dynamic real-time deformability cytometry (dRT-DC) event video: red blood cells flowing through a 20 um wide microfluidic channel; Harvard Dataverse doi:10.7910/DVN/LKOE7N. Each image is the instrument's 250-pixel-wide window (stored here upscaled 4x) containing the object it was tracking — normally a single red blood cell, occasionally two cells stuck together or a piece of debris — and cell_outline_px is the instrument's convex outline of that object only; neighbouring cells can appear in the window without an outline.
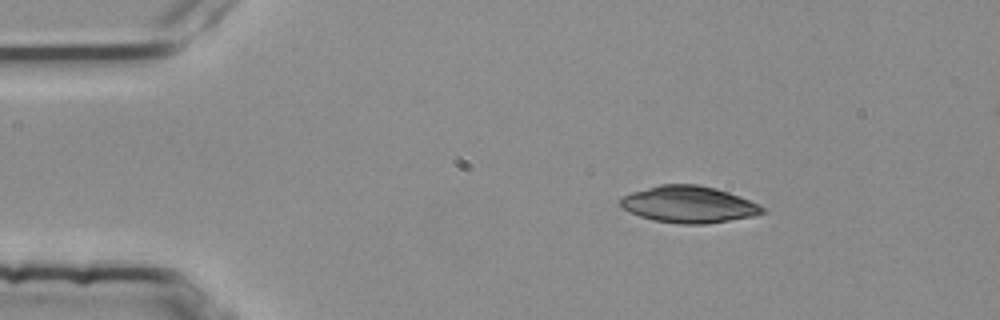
{"species": "common noctule bat (a hibernating species)", "species_latin": "Nyctalus noctula", "temperature_condition": "room temperature", "stored_images_in_passage": 3, "camera_frame_rate_fps": 3000, "um_per_image_px": 0.085, "animal": {"sex": "female", "body_mass_g": 25.1}, "frame": {"image": 1, "passage_image": 1, "time_ms": 0.0, "image_size_px": [1000, 320], "cell_outline_px": [[768, 212], [752, 216], [704, 224], [680, 224], [652, 220], [640, 216], [624, 208], [620, 204], [620, 200], [624, 196], [632, 192], [660, 184], [696, 184], [716, 188], [740, 196], [760, 204]], "centroid_in_image_um": [58.58, 17.37], "position_along_channel_um": 26.4, "area_um2": 30.23}}